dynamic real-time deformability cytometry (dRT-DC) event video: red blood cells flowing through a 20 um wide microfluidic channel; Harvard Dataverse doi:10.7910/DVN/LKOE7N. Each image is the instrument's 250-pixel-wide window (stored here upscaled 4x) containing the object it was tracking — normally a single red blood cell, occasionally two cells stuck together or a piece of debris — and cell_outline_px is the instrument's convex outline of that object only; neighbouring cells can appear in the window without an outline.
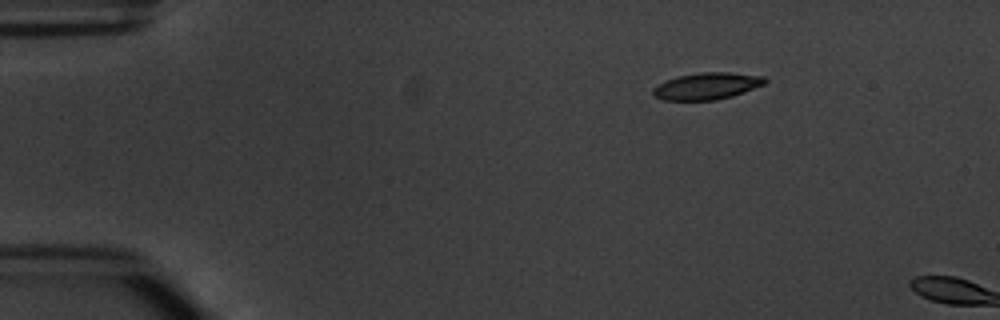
{"species": "common noctule bat (a hibernating species)", "species_latin": "Nyctalus noctula", "temperature_condition": "warm", "stored_images_in_passage": 2, "camera_frame_rate_fps": 3000, "um_per_image_px": 0.085, "animal": {"sex": "male", "body_mass_g": 20.1, "forearm_length_mm": 53.5}, "frame": {"image": 1, "passage_image": 1, "time_ms": 0.0, "image_size_px": [1000, 320], "cell_outline_px": [[768, 80], [764, 84], [744, 92], [732, 96], [716, 100], [664, 100], [656, 96], [652, 92], [652, 88], [676, 76], [700, 72], [728, 72], [764, 76]], "centroid_in_image_um": [60.11, 7.31], "position_along_channel_um": 24.9, "area_um2": 17.4}}